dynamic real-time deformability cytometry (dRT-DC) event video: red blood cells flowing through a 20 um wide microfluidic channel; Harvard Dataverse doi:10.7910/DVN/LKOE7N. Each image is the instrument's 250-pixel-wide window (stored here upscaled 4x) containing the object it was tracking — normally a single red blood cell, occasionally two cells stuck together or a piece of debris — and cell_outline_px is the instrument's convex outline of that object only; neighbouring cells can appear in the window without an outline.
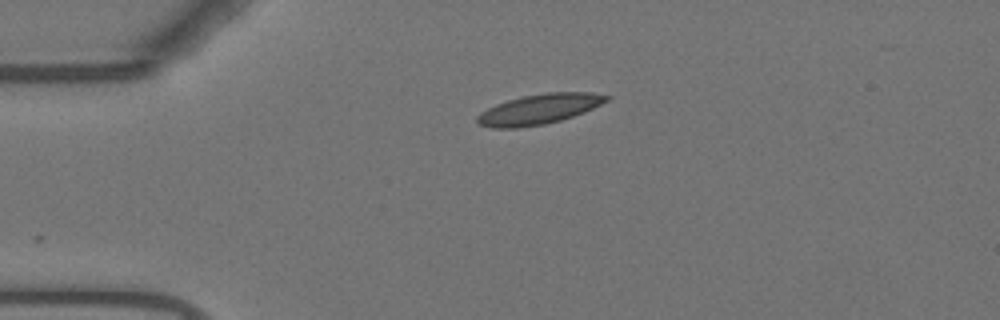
{"species": "Egyptian fruit bat (a non-hibernating species)", "species_latin": "Rousettus aegyptiacus", "temperature_condition": "warm", "stored_images_in_passage": 41, "camera_frame_rate_fps": 3000, "um_per_image_px": 0.085, "animal": {"sex": "female"}, "frame": {"image": 1, "passage_image": 1, "time_ms": 0.0, "image_size_px": [1000, 320], "cell_outline_px": [[612, 96], [608, 100], [584, 112], [560, 120], [544, 124], [516, 128], [492, 128], [476, 124], [476, 116], [480, 112], [496, 104], [508, 100], [524, 96], [544, 92], [592, 92]], "centroid_in_image_um": [45.79, 9.28], "position_along_channel_um": 39.2, "area_um2": 22.66}}
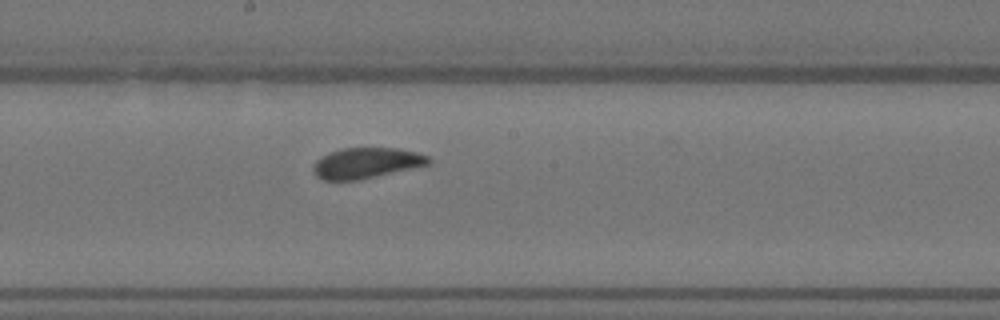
{"frame": {"image": 2, "passage_image": 18, "time_ms": 5.667, "image_size_px": [1000, 320], "cell_outline_px": [[432, 160], [428, 164], [356, 180], [324, 180], [316, 176], [312, 168], [316, 160], [320, 156], [328, 152], [340, 148], [400, 148], [416, 152], [428, 156]], "centroid_in_image_um": [31.08, 13.83], "position_along_channel_um": 217.1, "area_um2": 20.4}}
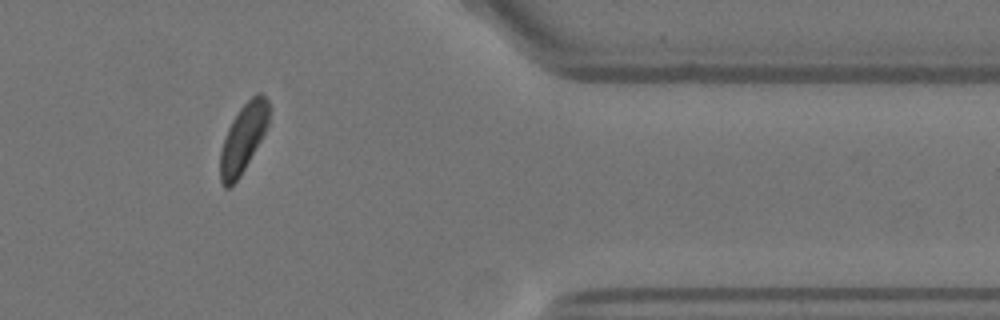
{"frame": {"image": 3, "passage_image": 34, "time_ms": 11.0, "image_size_px": [1000, 320], "cell_outline_px": [[272, 108], [268, 124], [260, 140], [240, 176], [228, 188], [224, 188], [220, 180], [220, 152], [228, 128], [232, 120], [240, 108], [256, 92], [260, 92], [268, 100]], "centroid_in_image_um": [20.69, 11.7], "position_along_channel_um": 390.7, "area_um2": 19.31}}